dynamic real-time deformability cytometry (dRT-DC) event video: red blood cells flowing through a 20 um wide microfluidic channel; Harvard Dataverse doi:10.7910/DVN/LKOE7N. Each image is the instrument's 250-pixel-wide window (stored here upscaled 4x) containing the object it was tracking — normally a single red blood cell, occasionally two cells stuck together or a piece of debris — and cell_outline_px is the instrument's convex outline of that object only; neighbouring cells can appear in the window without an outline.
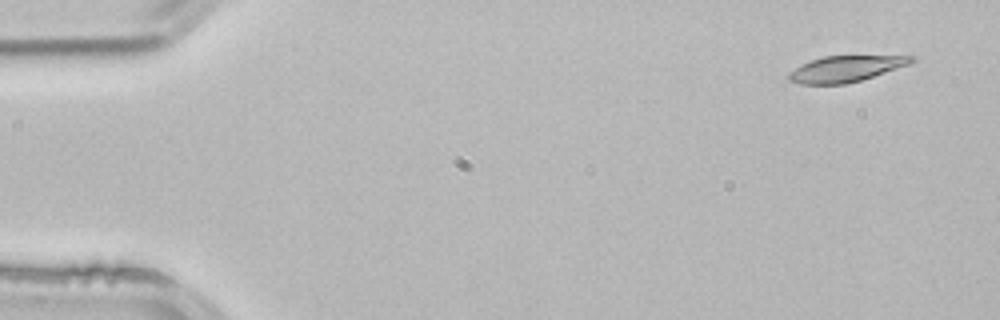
{"species": "common noctule bat (a hibernating species)", "species_latin": "Nyctalus noctula", "temperature_condition": "room temperature", "stored_images_in_passage": 3, "camera_frame_rate_fps": 3000, "um_per_image_px": 0.085, "animal": {"sex": "male", "body_mass_g": 21.5, "forearm_length_mm": 52.0}, "frame": {"image": 1, "passage_image": 1, "time_ms": 0.0, "image_size_px": [1000, 320], "cell_outline_px": [[916, 60], [908, 64], [860, 80], [844, 84], [800, 84], [788, 80], [788, 72], [800, 64], [824, 56], [916, 56]], "centroid_in_image_um": [71.81, 5.85], "position_along_channel_um": 13.2, "area_um2": 18.32}}